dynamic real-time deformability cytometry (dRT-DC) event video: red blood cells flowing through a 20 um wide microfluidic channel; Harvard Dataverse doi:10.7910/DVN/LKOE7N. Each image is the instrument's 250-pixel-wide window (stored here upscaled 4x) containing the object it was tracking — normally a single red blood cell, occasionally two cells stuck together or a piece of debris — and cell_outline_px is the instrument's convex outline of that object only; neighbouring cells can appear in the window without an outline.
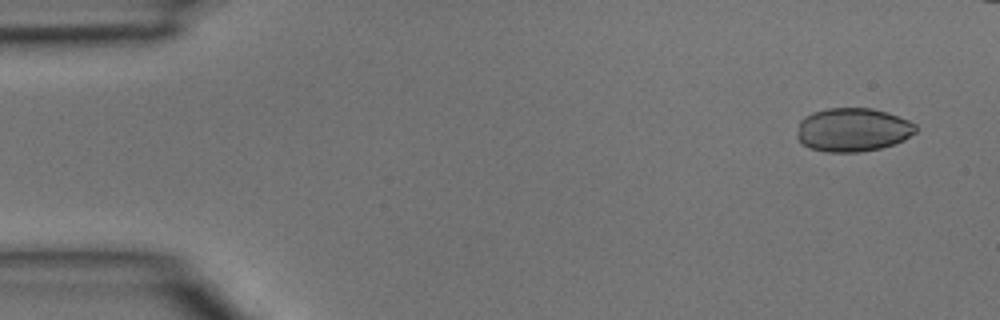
{"species": "common noctule bat (a hibernating species)", "species_latin": "Nyctalus noctula", "temperature_condition": "room temperature", "stored_images_in_passage": 39, "camera_frame_rate_fps": 3000, "um_per_image_px": 0.085, "animal": {"sex": "male", "body_mass_g": 15.6}, "frame": {"image": 1, "passage_image": 1, "time_ms": 0.0, "image_size_px": [1000, 320], "cell_outline_px": [[916, 132], [904, 140], [880, 148], [860, 152], [828, 152], [808, 148], [796, 136], [796, 132], [800, 120], [804, 116], [812, 112], [828, 108], [872, 108], [888, 112], [908, 120], [916, 124]], "centroid_in_image_um": [72.47, 11.02], "position_along_channel_um": 12.5, "area_um2": 30.35}}